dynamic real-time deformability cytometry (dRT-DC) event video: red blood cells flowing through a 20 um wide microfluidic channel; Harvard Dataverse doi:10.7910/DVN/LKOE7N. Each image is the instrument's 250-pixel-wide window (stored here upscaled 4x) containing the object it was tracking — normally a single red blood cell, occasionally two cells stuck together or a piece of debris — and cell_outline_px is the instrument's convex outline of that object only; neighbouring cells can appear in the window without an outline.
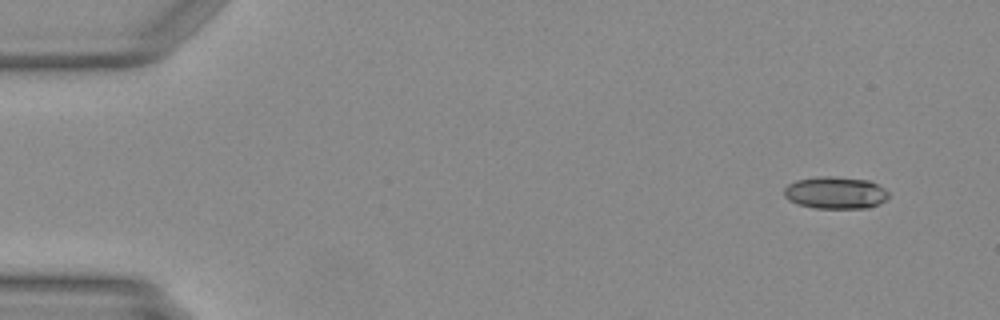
{"species": "Egyptian fruit bat (a non-hibernating species)", "species_latin": "Rousettus aegyptiacus", "temperature_condition": "warm", "stored_images_in_passage": 49, "camera_frame_rate_fps": 3000, "um_per_image_px": 0.085, "animal": {"sex": "female"}, "frame": {"image": 1, "passage_image": 4, "time_ms": 1.0, "image_size_px": [1000, 320], "cell_outline_px": [[888, 196], [880, 204], [868, 208], [816, 208], [796, 204], [788, 200], [784, 196], [784, 188], [788, 184], [796, 180], [816, 176], [832, 176], [872, 180], [884, 188], [888, 192]], "centroid_in_image_um": [71.0, 16.37], "position_along_channel_um": 14.0, "area_um2": 19.88}}
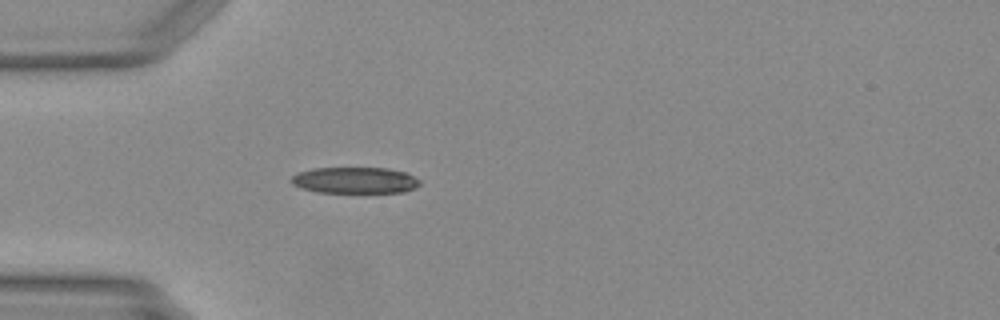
{"frame": {"image": 2, "passage_image": 15, "time_ms": 4.667, "image_size_px": [1000, 320], "cell_outline_px": [[420, 184], [404, 192], [320, 192], [304, 188], [292, 184], [292, 176], [296, 172], [312, 168], [388, 168], [404, 172], [420, 180]], "centroid_in_image_um": [30.15, 15.31], "position_along_channel_um": 54.9, "area_um2": 19.42}}
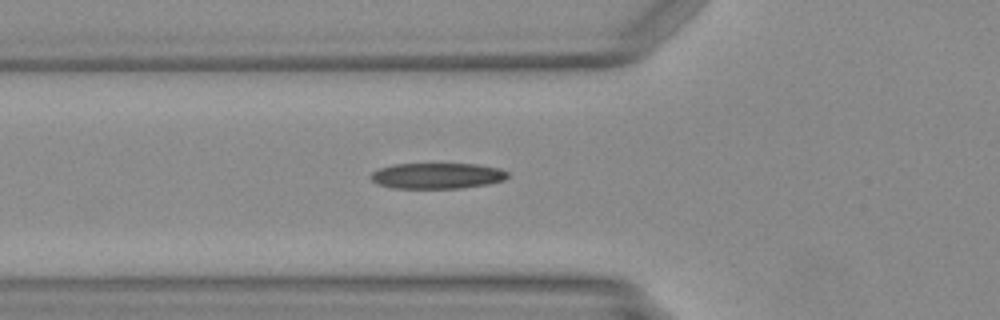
{"frame": {"image": 3, "passage_image": 18, "time_ms": 5.667, "image_size_px": [1000, 320], "cell_outline_px": [[508, 176], [504, 180], [488, 184], [460, 188], [392, 188], [376, 184], [372, 180], [372, 172], [380, 168], [392, 164], [476, 164], [500, 168], [508, 172]], "centroid_in_image_um": [37.16, 14.94], "position_along_channel_um": 88.6, "area_um2": 20.58}}